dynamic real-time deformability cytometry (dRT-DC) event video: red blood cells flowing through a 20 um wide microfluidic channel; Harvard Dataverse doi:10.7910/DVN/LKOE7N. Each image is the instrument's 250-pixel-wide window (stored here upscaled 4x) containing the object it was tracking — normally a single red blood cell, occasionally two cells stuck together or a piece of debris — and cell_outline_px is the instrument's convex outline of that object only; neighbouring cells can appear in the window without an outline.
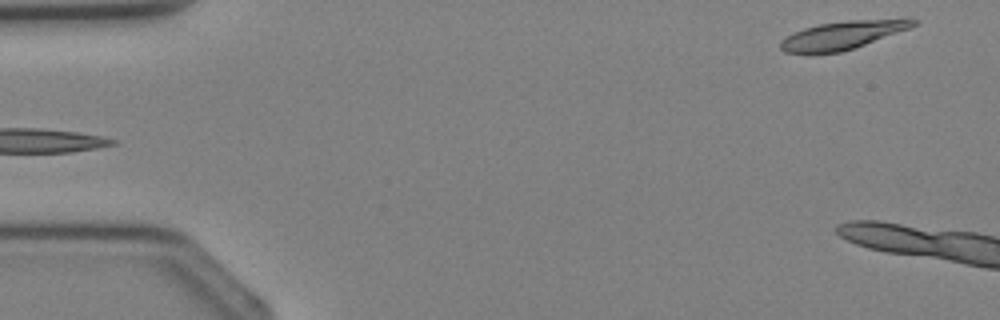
{"species": "Egyptian fruit bat (a non-hibernating species)", "species_latin": "Rousettus aegyptiacus", "temperature_condition": "cold", "stored_images_in_passage": 4, "camera_frame_rate_fps": 3000, "um_per_image_px": 0.085, "animal": {"sex": "female"}, "frame": {"image": 1, "passage_image": 4, "time_ms": 4.333, "image_size_px": [1000, 320], "cell_outline_px": [[920, 20], [916, 24], [908, 28], [864, 44], [840, 52], [808, 56], [784, 52], [780, 48], [780, 40], [792, 32], [804, 28], [820, 24], [848, 20], [908, 16]], "centroid_in_image_um": [71.6, 2.98], "position_along_channel_um": 13.4, "area_um2": 22.66}}